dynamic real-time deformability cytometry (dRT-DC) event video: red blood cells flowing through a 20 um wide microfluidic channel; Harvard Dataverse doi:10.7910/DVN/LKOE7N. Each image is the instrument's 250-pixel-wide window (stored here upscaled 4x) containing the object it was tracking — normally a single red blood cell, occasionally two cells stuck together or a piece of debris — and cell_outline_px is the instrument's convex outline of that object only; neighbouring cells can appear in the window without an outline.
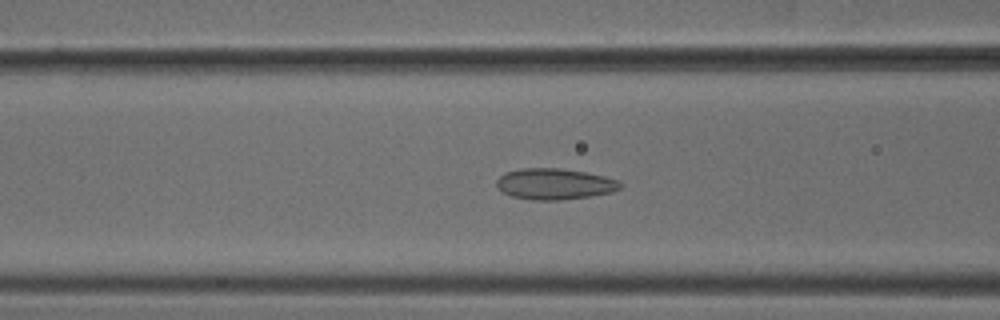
{"species": "common noctule bat (a hibernating species)", "species_latin": "Nyctalus noctula", "temperature_condition": "cold", "stored_images_in_passage": 52, "camera_frame_rate_fps": 3000, "um_per_image_px": 0.085, "animal": {"sex": "male", "body_mass_g": 18.8}, "frame": {"image": 1, "passage_image": 21, "time_ms": 6.667, "image_size_px": [1000, 320], "cell_outline_px": [[624, 184], [620, 188], [612, 192], [588, 196], [560, 200], [532, 200], [512, 196], [500, 192], [496, 184], [496, 180], [504, 172], [524, 168], [560, 168], [584, 172], [604, 176], [616, 180]], "centroid_in_image_um": [47.1, 15.64], "position_along_channel_um": 119.5, "area_um2": 22.37}}
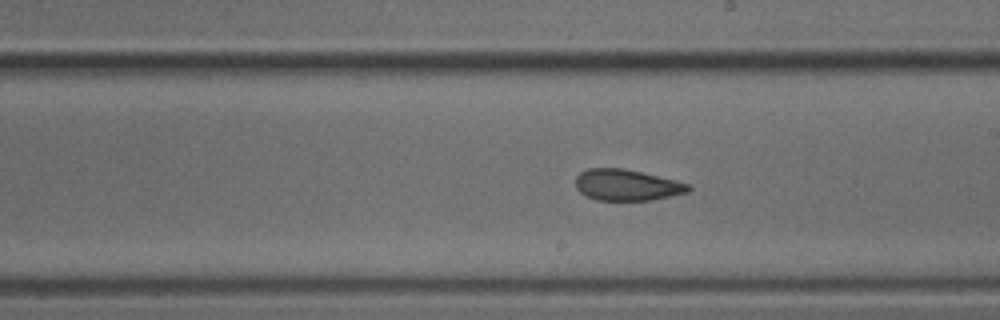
{"frame": {"image": 2, "passage_image": 30, "time_ms": 9.667, "image_size_px": [1000, 320], "cell_outline_px": [[692, 188], [688, 192], [652, 200], [596, 200], [584, 196], [576, 188], [576, 176], [580, 172], [588, 168], [624, 168], [676, 180], [688, 184]], "centroid_in_image_um": [53.25, 15.72], "position_along_channel_um": 235.7, "area_um2": 20.58}}
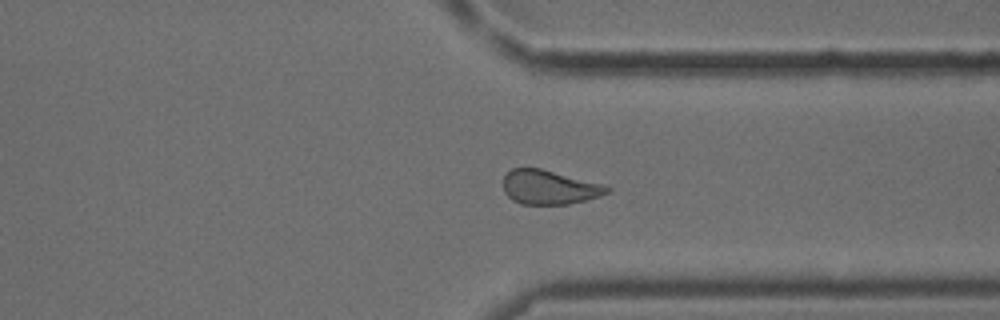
{"frame": {"image": 3, "passage_image": 40, "time_ms": 13.0, "image_size_px": [1000, 320], "cell_outline_px": [[612, 188], [608, 192], [600, 196], [568, 204], [520, 204], [512, 200], [504, 192], [504, 176], [512, 168], [540, 168], [604, 184]], "centroid_in_image_um": [46.69, 15.91], "position_along_channel_um": 364.7, "area_um2": 20.63}, "authors_computed_cell_mechanics": {"area_um2": 21.8773, "velocity_mm_per_s": 3.874, "shape_relaxation_time_tau1_ms": null, "shape_relaxation_time_tau2_ms": 2.3629, "deformation_change_tau1": null, "deformation_change_tau2": 0.0867}}